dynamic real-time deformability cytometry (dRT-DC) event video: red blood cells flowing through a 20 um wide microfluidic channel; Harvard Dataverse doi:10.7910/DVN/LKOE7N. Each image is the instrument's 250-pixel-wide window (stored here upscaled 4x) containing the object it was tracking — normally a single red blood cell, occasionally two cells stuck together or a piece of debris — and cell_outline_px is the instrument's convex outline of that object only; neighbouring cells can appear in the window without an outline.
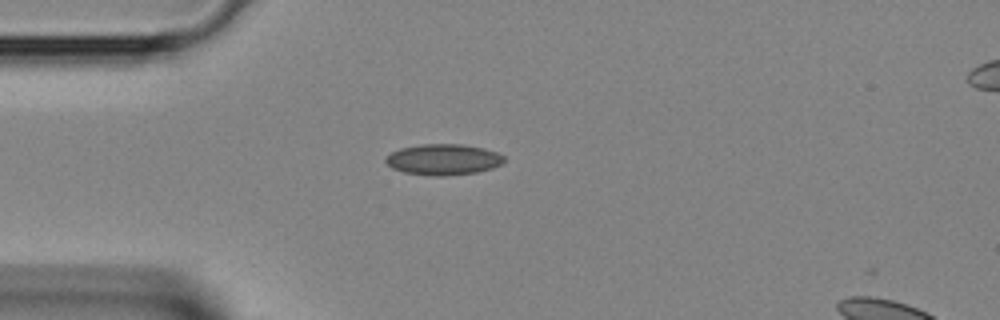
{"species": "Egyptian fruit bat (a non-hibernating species)", "species_latin": "Rousettus aegyptiacus", "temperature_condition": "room temperature", "stored_images_in_passage": 31, "segment_of_instrument_passage": [1, 2], "camera_frame_rate_fps": 3000, "um_per_image_px": 0.085, "animal": {"sex": "female"}, "frame": {"image": 1, "passage_image": 1, "time_ms": 0.0, "image_size_px": [1000, 320], "cell_outline_px": [[504, 160], [500, 164], [492, 168], [476, 172], [448, 176], [436, 176], [404, 172], [392, 168], [384, 160], [384, 156], [400, 148], [424, 144], [460, 144], [484, 148], [496, 152], [504, 156]], "centroid_in_image_um": [37.66, 13.56], "position_along_channel_um": 47.3, "area_um2": 21.27}}
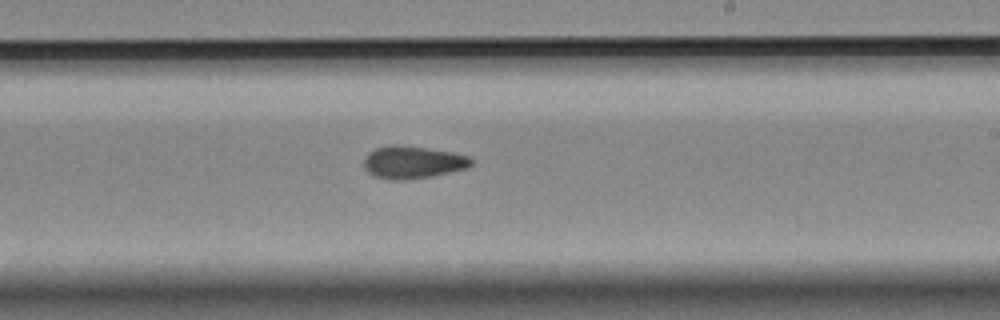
{"frame": {"image": 2, "passage_image": 14, "time_ms": 4.333, "image_size_px": [1000, 320], "cell_outline_px": [[472, 164], [468, 168], [432, 176], [404, 180], [392, 180], [376, 176], [368, 172], [364, 168], [364, 156], [368, 152], [376, 148], [388, 144], [396, 144], [452, 152], [468, 156], [472, 160]], "centroid_in_image_um": [35.06, 13.79], "position_along_channel_um": 253.9, "area_um2": 20.35}}
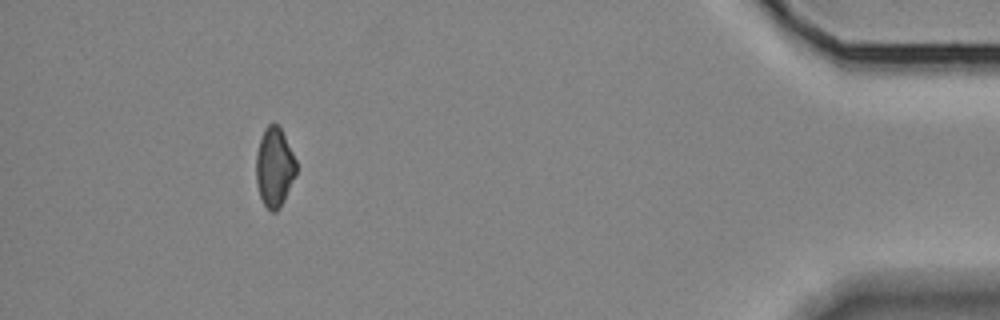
{"frame": {"image": 3, "passage_image": 27, "time_ms": 8.667, "image_size_px": [1000, 320], "cell_outline_px": [[296, 172], [284, 200], [280, 208], [276, 212], [272, 212], [264, 204], [260, 196], [256, 184], [256, 152], [264, 128], [268, 124], [276, 124], [280, 128], [296, 160]], "centroid_in_image_um": [23.3, 14.23], "position_along_channel_um": 411.9, "area_um2": 18.32}}